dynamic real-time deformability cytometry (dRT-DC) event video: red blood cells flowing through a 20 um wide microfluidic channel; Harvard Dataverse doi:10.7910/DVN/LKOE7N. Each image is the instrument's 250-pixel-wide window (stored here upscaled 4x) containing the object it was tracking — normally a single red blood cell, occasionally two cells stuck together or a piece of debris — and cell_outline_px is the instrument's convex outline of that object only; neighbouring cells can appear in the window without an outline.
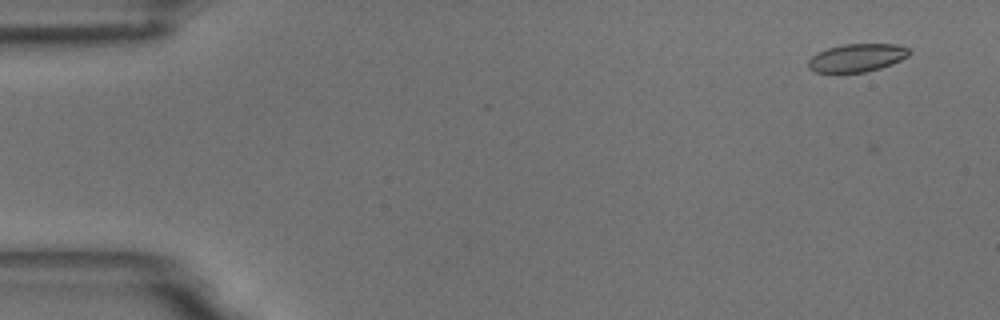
{"species": "common noctule bat (a hibernating species)", "species_latin": "Nyctalus noctula", "temperature_condition": "room temperature", "stored_images_in_passage": 9, "camera_frame_rate_fps": 3000, "um_per_image_px": 0.085, "animal": {"sex": "male", "body_mass_g": 18.8}, "frame": {"image": 1, "passage_image": 4, "time_ms": 1.0, "image_size_px": [1000, 320], "cell_outline_px": [[912, 52], [908, 56], [892, 64], [880, 68], [864, 72], [816, 72], [808, 68], [808, 60], [816, 52], [828, 48], [844, 44], [896, 44], [908, 48]], "centroid_in_image_um": [72.84, 4.9], "position_along_channel_um": 12.2, "area_um2": 16.47}}